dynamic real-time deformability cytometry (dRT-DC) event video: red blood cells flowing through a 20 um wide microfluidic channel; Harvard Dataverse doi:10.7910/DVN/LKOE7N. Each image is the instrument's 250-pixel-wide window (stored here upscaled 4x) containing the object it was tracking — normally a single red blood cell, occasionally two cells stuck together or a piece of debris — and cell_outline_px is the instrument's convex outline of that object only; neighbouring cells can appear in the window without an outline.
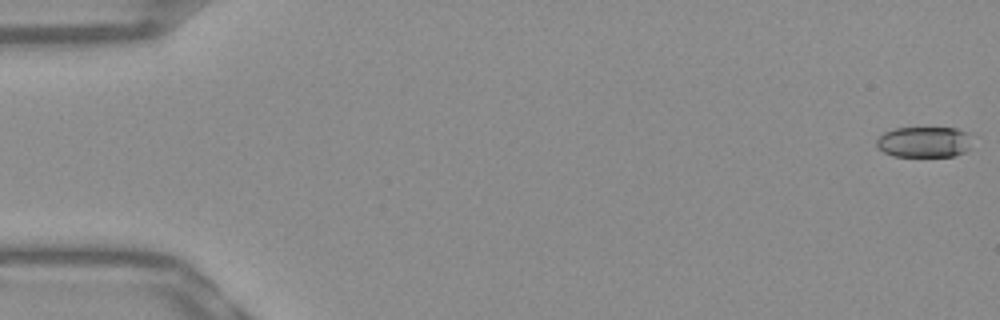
{"species": "Egyptian fruit bat (a non-hibernating species)", "species_latin": "Rousettus aegyptiacus", "temperature_condition": "warm", "stored_images_in_passage": 53, "camera_frame_rate_fps": 3000, "um_per_image_px": 0.085, "frame": {"image": 1, "passage_image": 1, "time_ms": 0.0, "image_size_px": [1000, 320], "cell_outline_px": [[968, 148], [964, 152], [956, 156], [892, 156], [884, 152], [876, 144], [876, 140], [884, 132], [896, 128], [956, 128], [964, 132]], "centroid_in_image_um": [78.46, 12.08], "position_along_channel_um": 6.5, "area_um2": 16.65}}
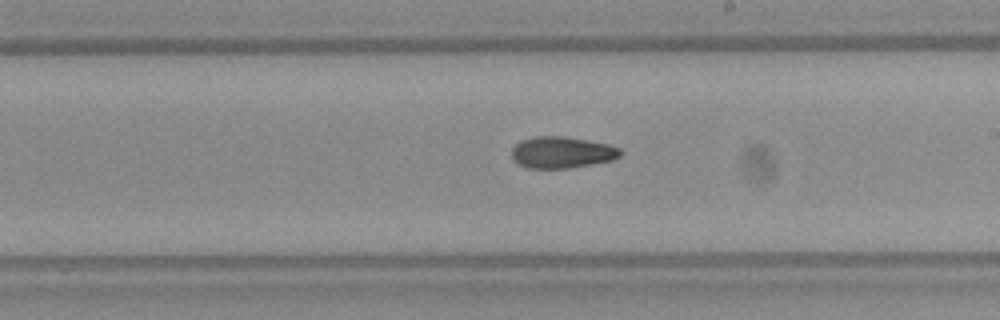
{"frame": {"image": 2, "passage_image": 31, "time_ms": 10.0, "image_size_px": [1000, 320], "cell_outline_px": [[624, 152], [620, 156], [612, 160], [592, 164], [568, 168], [528, 168], [516, 164], [512, 160], [512, 148], [520, 140], [536, 136], [560, 136], [588, 140], [608, 144], [620, 148]], "centroid_in_image_um": [47.74, 12.95], "position_along_channel_um": 241.3, "area_um2": 20.11}}
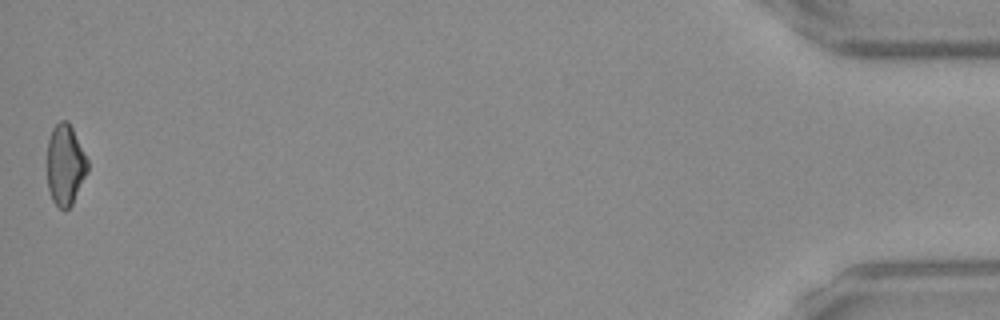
{"frame": {"image": 3, "passage_image": 53, "time_ms": 17.333, "image_size_px": [1000, 320], "cell_outline_px": [[88, 172], [72, 204], [64, 212], [52, 200], [48, 188], [48, 140], [52, 128], [60, 120], [68, 120], [88, 160]], "centroid_in_image_um": [5.55, 14.02], "position_along_channel_um": 429.6, "area_um2": 19.02}, "authors_computed_cell_mechanics": {"area_um2": 19.4208, "velocity_mm_per_s": 3.8673, "shape_relaxation_time_tau1_ms": null, "shape_relaxation_time_tau2_ms": 6.2818, "deformation_change_tau1": null, "deformation_change_tau2": 0.1391}}